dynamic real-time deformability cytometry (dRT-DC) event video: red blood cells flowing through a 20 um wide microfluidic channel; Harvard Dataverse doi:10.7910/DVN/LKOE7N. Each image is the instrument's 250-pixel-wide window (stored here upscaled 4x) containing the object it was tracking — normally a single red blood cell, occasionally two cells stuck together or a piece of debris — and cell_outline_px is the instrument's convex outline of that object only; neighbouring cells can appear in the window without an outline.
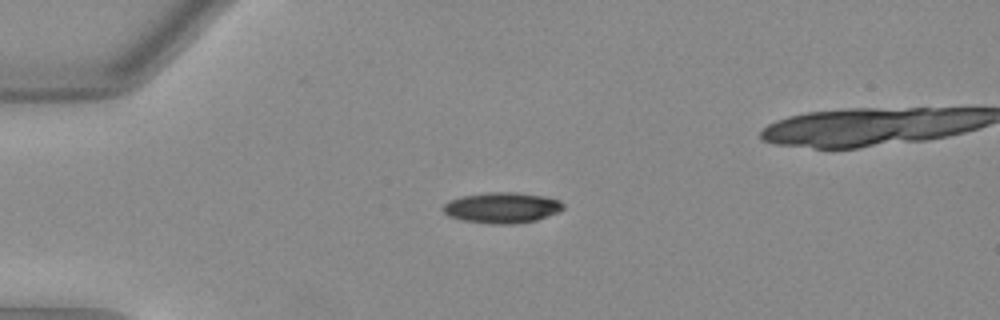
{"species": "Egyptian fruit bat (a non-hibernating species)", "species_latin": "Rousettus aegyptiacus", "temperature_condition": "warm", "stored_images_in_passage": 37, "camera_frame_rate_fps": 3000, "um_per_image_px": 0.085, "animal": {"sex": "female"}, "frame": {"image": 1, "passage_image": 1, "time_ms": 0.0, "image_size_px": [1000, 320], "cell_outline_px": [[564, 208], [556, 212], [536, 220], [516, 224], [500, 224], [464, 220], [448, 216], [444, 212], [444, 204], [448, 200], [460, 196], [488, 192], [516, 192], [540, 196], [560, 200], [564, 204]], "centroid_in_image_um": [42.65, 17.64], "position_along_channel_um": 42.4, "area_um2": 21.27}}
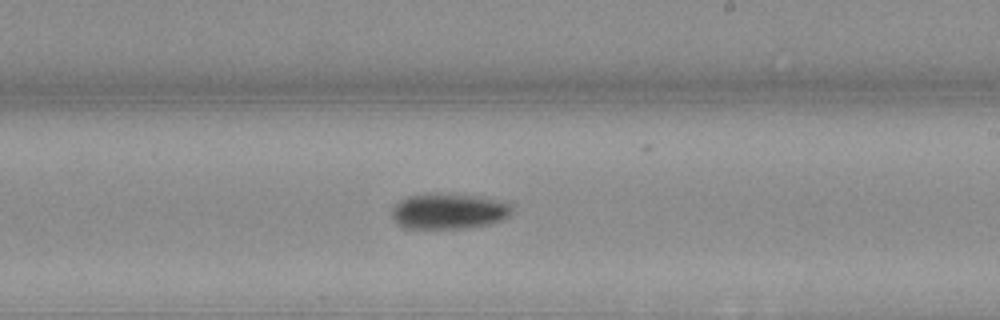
{"frame": {"image": 2, "passage_image": 19, "time_ms": 6.0, "image_size_px": [1000, 320], "cell_outline_px": [[512, 208], [508, 216], [500, 220], [488, 224], [464, 228], [404, 228], [396, 224], [392, 216], [392, 208], [400, 200], [408, 196], [436, 192], [476, 196], [508, 204]], "centroid_in_image_um": [38.05, 17.95], "position_along_channel_um": 251.0, "area_um2": 24.68}}
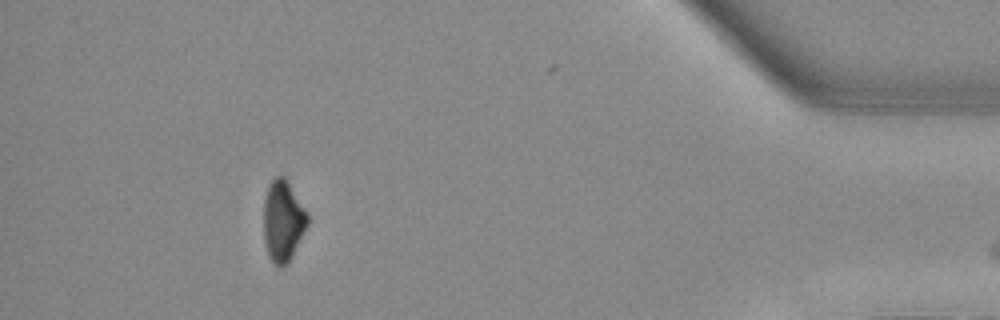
{"frame": {"image": 3, "passage_image": 35, "time_ms": 11.333, "image_size_px": [1000, 320], "cell_outline_px": [[308, 224], [288, 260], [280, 268], [268, 256], [264, 240], [264, 200], [268, 188], [272, 180], [276, 176], [284, 176], [288, 180], [308, 216]], "centroid_in_image_um": [24.03, 18.74], "position_along_channel_um": 411.2, "area_um2": 20.11}, "authors_computed_cell_mechanics": {"area_um2": 22.5998, "velocity_mm_per_s": 4.0093, "shape_relaxation_time_tau1_ms": 3.0986, "shape_relaxation_time_tau2_ms": null, "deformation_change_tau1": 0.1411, "deformation_change_tau2": null}}